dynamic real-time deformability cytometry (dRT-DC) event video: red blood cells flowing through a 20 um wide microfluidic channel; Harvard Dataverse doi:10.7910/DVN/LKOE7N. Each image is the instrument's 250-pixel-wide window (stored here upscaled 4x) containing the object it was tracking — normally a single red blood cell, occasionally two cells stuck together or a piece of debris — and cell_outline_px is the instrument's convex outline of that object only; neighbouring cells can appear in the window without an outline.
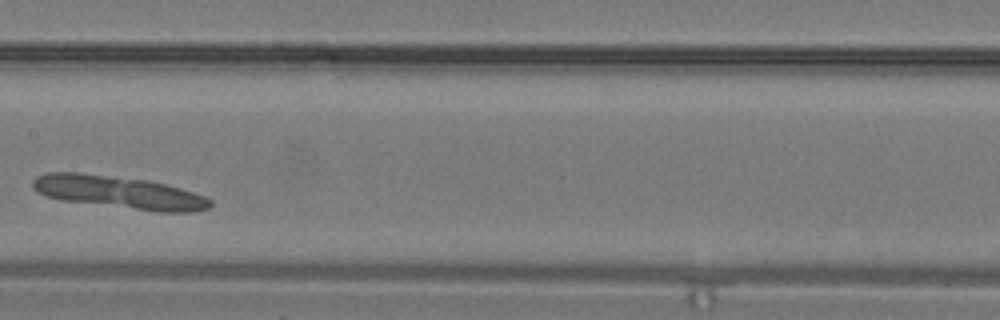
{"species": "common noctule bat (a hibernating species)", "species_latin": "Nyctalus noctula", "temperature_condition": "warm", "stored_images_in_passage": 9, "camera_frame_rate_fps": 3000, "um_per_image_px": 0.085, "animal": {"sex": "male", "body_mass_g": 19.2, "forearm_length_mm": 51.8}, "frame": {"image": 1, "passage_image": 8, "time_ms": 2.333, "image_size_px": [1000, 320], "cell_outline_px": [[212, 204], [208, 208], [192, 212], [156, 212], [60, 200], [44, 196], [36, 192], [32, 188], [32, 180], [36, 176], [44, 172], [80, 172], [148, 180], [180, 188], [204, 196], [212, 200]], "centroid_in_image_um": [10.04, 16.35], "position_along_channel_um": 197.4, "area_um2": 34.16}}